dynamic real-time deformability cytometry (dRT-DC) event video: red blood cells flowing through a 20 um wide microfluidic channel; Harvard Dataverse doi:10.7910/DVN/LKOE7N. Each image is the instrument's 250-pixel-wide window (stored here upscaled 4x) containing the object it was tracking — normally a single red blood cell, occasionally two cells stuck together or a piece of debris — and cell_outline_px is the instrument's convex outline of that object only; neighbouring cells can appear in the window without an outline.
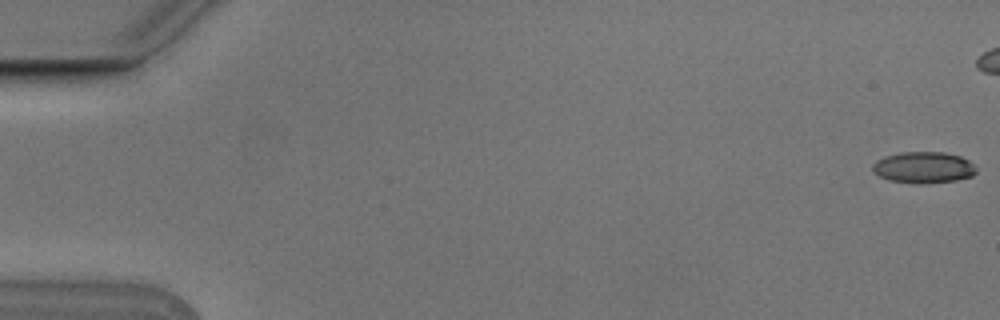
{"species": "Egyptian fruit bat (a non-hibernating species)", "species_latin": "Rousettus aegyptiacus", "temperature_condition": "cold", "stored_images_in_passage": 2, "camera_frame_rate_fps": 3000, "um_per_image_px": 0.085, "animal": {"sex": "male"}, "frame": {"image": 1, "passage_image": 2, "time_ms": 0.333, "image_size_px": [1000, 320], "cell_outline_px": [[976, 172], [972, 176], [956, 180], [924, 184], [920, 184], [888, 180], [872, 172], [872, 164], [876, 160], [884, 156], [900, 152], [944, 152], [960, 156], [968, 160], [976, 168]], "centroid_in_image_um": [78.47, 14.23], "position_along_channel_um": 6.5, "area_um2": 19.07}}